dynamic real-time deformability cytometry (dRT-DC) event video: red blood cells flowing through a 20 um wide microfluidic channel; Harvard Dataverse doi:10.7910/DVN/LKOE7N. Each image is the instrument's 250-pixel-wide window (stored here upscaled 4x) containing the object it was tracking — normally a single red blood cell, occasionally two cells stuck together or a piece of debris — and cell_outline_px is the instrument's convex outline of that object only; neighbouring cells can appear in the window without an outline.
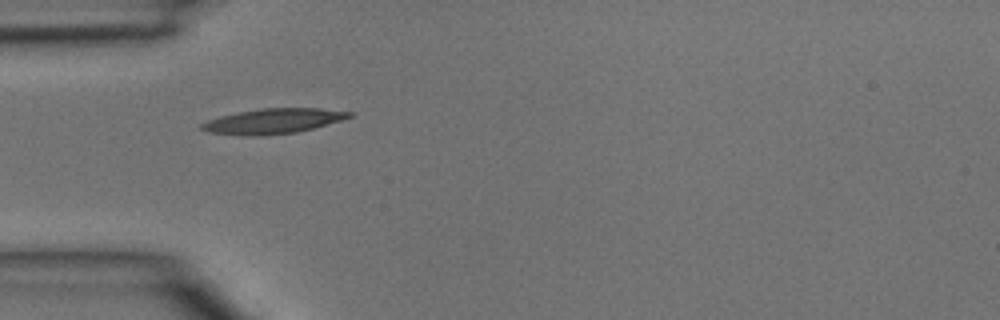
{"species": "common noctule bat (a hibernating species)", "species_latin": "Nyctalus noctula", "temperature_condition": "room temperature", "stored_images_in_passage": 1, "camera_frame_rate_fps": 3000, "um_per_image_px": 0.085, "animal": {"sex": "male", "body_mass_g": 15.6}, "frame": {"image": 1, "passage_image": 1, "time_ms": 0.0, "image_size_px": [1000, 320], "cell_outline_px": [[352, 116], [340, 120], [312, 128], [296, 132], [264, 136], [252, 136], [208, 132], [200, 128], [200, 124], [208, 120], [220, 116], [260, 108], [320, 108], [352, 112]], "centroid_in_image_um": [23.19, 10.29], "position_along_channel_um": 61.8, "area_um2": 21.33}}